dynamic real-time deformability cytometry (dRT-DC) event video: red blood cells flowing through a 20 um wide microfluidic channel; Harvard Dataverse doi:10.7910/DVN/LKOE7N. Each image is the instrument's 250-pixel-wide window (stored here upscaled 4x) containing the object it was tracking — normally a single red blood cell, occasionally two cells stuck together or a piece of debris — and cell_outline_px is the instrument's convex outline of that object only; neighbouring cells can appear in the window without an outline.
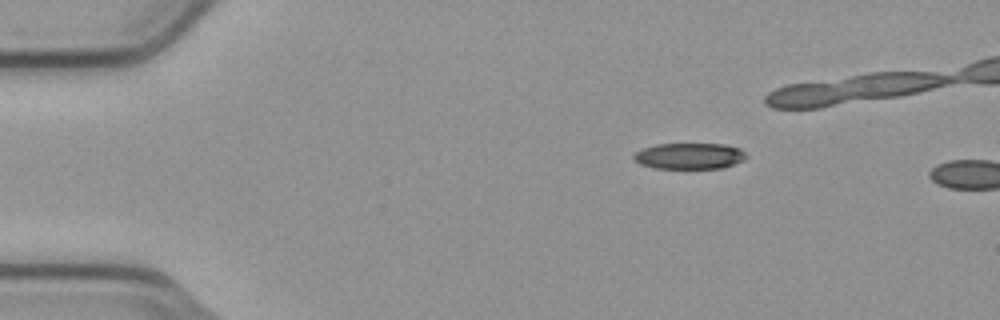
{"species": "common noctule bat (a hibernating species)", "species_latin": "Nyctalus noctula", "temperature_condition": "cold", "stored_images_in_passage": 4, "camera_frame_rate_fps": 3000, "um_per_image_px": 0.085, "animal": {"sex": "male", "body_mass_g": 23.1, "forearm_length_mm": 52.7}, "frame": {"image": 1, "passage_image": 3, "time_ms": 0.667, "image_size_px": [1000, 320], "cell_outline_px": [[748, 156], [744, 160], [720, 168], [656, 168], [640, 164], [632, 156], [636, 152], [644, 148], [656, 144], [724, 144], [740, 148]], "centroid_in_image_um": [58.61, 13.25], "position_along_channel_um": 26.4, "area_um2": 16.94}}